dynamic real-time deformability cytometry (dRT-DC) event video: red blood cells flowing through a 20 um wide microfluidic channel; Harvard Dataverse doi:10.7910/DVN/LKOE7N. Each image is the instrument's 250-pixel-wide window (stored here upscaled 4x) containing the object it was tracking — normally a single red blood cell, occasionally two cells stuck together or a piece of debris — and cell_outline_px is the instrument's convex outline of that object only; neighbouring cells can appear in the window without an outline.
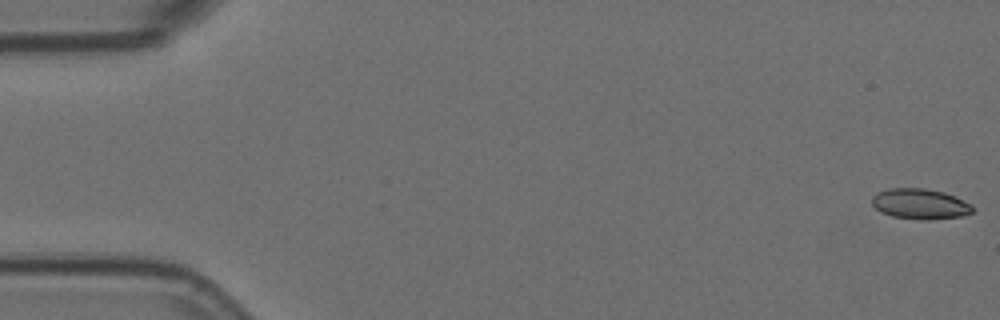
{"species": "Egyptian fruit bat (a non-hibernating species)", "species_latin": "Rousettus aegyptiacus", "temperature_condition": "room temperature", "stored_images_in_passage": 57, "camera_frame_rate_fps": 3000, "um_per_image_px": 0.085, "animal": {"sex": "female"}, "frame": {"image": 1, "passage_image": 1, "time_ms": 0.0, "image_size_px": [1000, 320], "cell_outline_px": [[976, 208], [972, 212], [960, 216], [928, 220], [920, 220], [892, 216], [880, 212], [872, 204], [872, 196], [888, 188], [924, 188], [944, 192], [956, 196], [972, 204]], "centroid_in_image_um": [78.24, 17.33], "position_along_channel_um": 6.8, "area_um2": 17.98}}
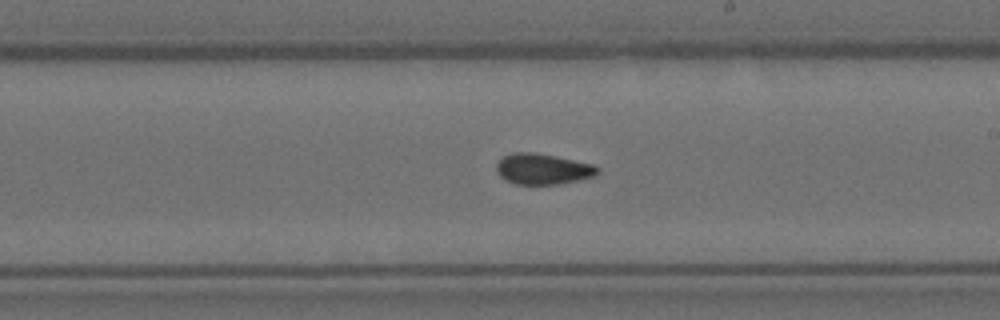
{"frame": {"image": 2, "passage_image": 33, "time_ms": 10.667, "image_size_px": [1000, 320], "cell_outline_px": [[600, 172], [596, 176], [560, 184], [516, 184], [504, 180], [496, 172], [496, 164], [504, 156], [516, 152], [532, 152], [592, 164], [600, 168]], "centroid_in_image_um": [46.13, 14.38], "position_along_channel_um": 242.9, "area_um2": 18.03}}
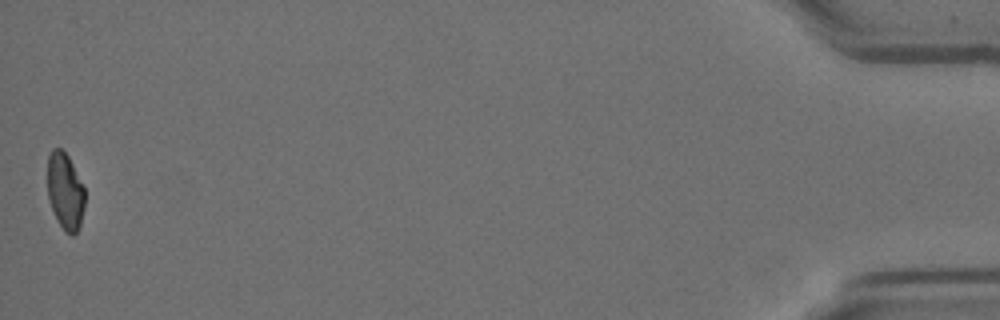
{"frame": {"image": 3, "passage_image": 57, "time_ms": 18.667, "image_size_px": [1000, 320], "cell_outline_px": [[84, 208], [80, 224], [76, 232], [72, 236], [64, 232], [52, 208], [48, 196], [48, 156], [52, 148], [60, 148], [68, 156], [84, 188]], "centroid_in_image_um": [5.54, 16.26], "position_along_channel_um": 429.7, "area_um2": 16.42}, "authors_computed_cell_mechanics": {"area_um2": 17.9758, "velocity_mm_per_s": 3.5579, "shape_relaxation_time_tau1_ms": null, "shape_relaxation_time_tau2_ms": 3.1007, "deformation_change_tau1": null, "deformation_change_tau2": 0.0743}}